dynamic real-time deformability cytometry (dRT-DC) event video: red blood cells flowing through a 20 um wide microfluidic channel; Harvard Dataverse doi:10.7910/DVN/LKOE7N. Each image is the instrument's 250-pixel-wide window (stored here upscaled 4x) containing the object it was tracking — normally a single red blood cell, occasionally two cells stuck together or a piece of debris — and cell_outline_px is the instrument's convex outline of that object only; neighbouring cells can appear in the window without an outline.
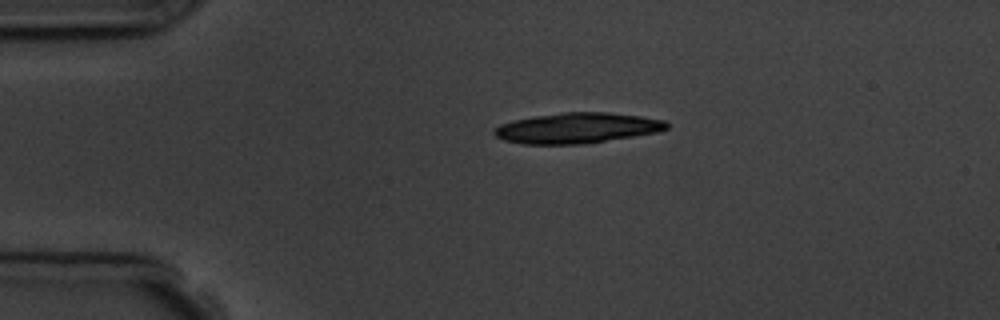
{"species": "common noctule bat (a hibernating species)", "species_latin": "Nyctalus noctula", "temperature_condition": "room temperature", "stored_images_in_passage": 2, "camera_frame_rate_fps": 3000, "um_per_image_px": 0.085, "animal": {"sex": "male", "body_mass_g": 19.5, "forearm_length_mm": 54.6}, "frame": {"image": 1, "passage_image": 1, "time_ms": 0.0, "image_size_px": [1000, 320], "cell_outline_px": [[668, 128], [656, 132], [584, 144], [524, 144], [504, 140], [496, 136], [492, 132], [500, 124], [512, 120], [536, 116], [564, 112], [608, 112], [640, 116], [664, 120], [668, 124]], "centroid_in_image_um": [49.03, 10.88], "position_along_channel_um": 36.0, "area_um2": 30.4}}